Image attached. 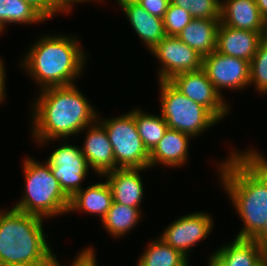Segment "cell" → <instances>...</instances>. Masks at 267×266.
I'll list each match as a JSON object with an SVG mask.
<instances>
[{"label": "cell", "mask_w": 267, "mask_h": 266, "mask_svg": "<svg viewBox=\"0 0 267 266\" xmlns=\"http://www.w3.org/2000/svg\"><path fill=\"white\" fill-rule=\"evenodd\" d=\"M97 121L108 134L118 168H149V151L139 136L133 108L107 119L98 113Z\"/></svg>", "instance_id": "cell-7"}, {"label": "cell", "mask_w": 267, "mask_h": 266, "mask_svg": "<svg viewBox=\"0 0 267 266\" xmlns=\"http://www.w3.org/2000/svg\"><path fill=\"white\" fill-rule=\"evenodd\" d=\"M137 261L136 266H185L189 259L157 237L147 243Z\"/></svg>", "instance_id": "cell-24"}, {"label": "cell", "mask_w": 267, "mask_h": 266, "mask_svg": "<svg viewBox=\"0 0 267 266\" xmlns=\"http://www.w3.org/2000/svg\"><path fill=\"white\" fill-rule=\"evenodd\" d=\"M265 250L254 239L234 237L232 242L220 246L215 253L224 261L225 266H263Z\"/></svg>", "instance_id": "cell-20"}, {"label": "cell", "mask_w": 267, "mask_h": 266, "mask_svg": "<svg viewBox=\"0 0 267 266\" xmlns=\"http://www.w3.org/2000/svg\"><path fill=\"white\" fill-rule=\"evenodd\" d=\"M63 34V35H62ZM79 35L43 34L30 44V48L21 56L19 67L29 79L35 83L38 90L49 87L68 86L76 84L85 73L88 53L81 45ZM77 80V81H75ZM76 82V83H75Z\"/></svg>", "instance_id": "cell-3"}, {"label": "cell", "mask_w": 267, "mask_h": 266, "mask_svg": "<svg viewBox=\"0 0 267 266\" xmlns=\"http://www.w3.org/2000/svg\"><path fill=\"white\" fill-rule=\"evenodd\" d=\"M135 124L144 146L150 152L163 138L168 125L160 114H152L134 107Z\"/></svg>", "instance_id": "cell-25"}, {"label": "cell", "mask_w": 267, "mask_h": 266, "mask_svg": "<svg viewBox=\"0 0 267 266\" xmlns=\"http://www.w3.org/2000/svg\"><path fill=\"white\" fill-rule=\"evenodd\" d=\"M219 25L220 20L193 18L177 37L205 57L216 51Z\"/></svg>", "instance_id": "cell-21"}, {"label": "cell", "mask_w": 267, "mask_h": 266, "mask_svg": "<svg viewBox=\"0 0 267 266\" xmlns=\"http://www.w3.org/2000/svg\"><path fill=\"white\" fill-rule=\"evenodd\" d=\"M36 8L47 20L53 19L59 12L47 0H23Z\"/></svg>", "instance_id": "cell-31"}, {"label": "cell", "mask_w": 267, "mask_h": 266, "mask_svg": "<svg viewBox=\"0 0 267 266\" xmlns=\"http://www.w3.org/2000/svg\"><path fill=\"white\" fill-rule=\"evenodd\" d=\"M263 248L267 249V221L264 229L254 238Z\"/></svg>", "instance_id": "cell-33"}, {"label": "cell", "mask_w": 267, "mask_h": 266, "mask_svg": "<svg viewBox=\"0 0 267 266\" xmlns=\"http://www.w3.org/2000/svg\"><path fill=\"white\" fill-rule=\"evenodd\" d=\"M160 115L170 129L200 137L220 121L203 105L182 94L170 81H158Z\"/></svg>", "instance_id": "cell-6"}, {"label": "cell", "mask_w": 267, "mask_h": 266, "mask_svg": "<svg viewBox=\"0 0 267 266\" xmlns=\"http://www.w3.org/2000/svg\"><path fill=\"white\" fill-rule=\"evenodd\" d=\"M61 140V146L55 148L45 161L50 165L51 172L61 189L71 198L83 188L82 183L92 169L78 144L72 145L69 138Z\"/></svg>", "instance_id": "cell-8"}, {"label": "cell", "mask_w": 267, "mask_h": 266, "mask_svg": "<svg viewBox=\"0 0 267 266\" xmlns=\"http://www.w3.org/2000/svg\"><path fill=\"white\" fill-rule=\"evenodd\" d=\"M0 209V265L55 266L43 218L16 209Z\"/></svg>", "instance_id": "cell-4"}, {"label": "cell", "mask_w": 267, "mask_h": 266, "mask_svg": "<svg viewBox=\"0 0 267 266\" xmlns=\"http://www.w3.org/2000/svg\"><path fill=\"white\" fill-rule=\"evenodd\" d=\"M137 3L149 14L163 19L170 0H139Z\"/></svg>", "instance_id": "cell-30"}, {"label": "cell", "mask_w": 267, "mask_h": 266, "mask_svg": "<svg viewBox=\"0 0 267 266\" xmlns=\"http://www.w3.org/2000/svg\"><path fill=\"white\" fill-rule=\"evenodd\" d=\"M80 133L85 134L83 144L80 146L82 154L94 174L99 177L118 168L108 134L98 121L85 127Z\"/></svg>", "instance_id": "cell-13"}, {"label": "cell", "mask_w": 267, "mask_h": 266, "mask_svg": "<svg viewBox=\"0 0 267 266\" xmlns=\"http://www.w3.org/2000/svg\"><path fill=\"white\" fill-rule=\"evenodd\" d=\"M213 219L208 211H197L182 215L164 228L159 238L189 259L188 256L192 252V247L208 238L212 233L214 228Z\"/></svg>", "instance_id": "cell-9"}, {"label": "cell", "mask_w": 267, "mask_h": 266, "mask_svg": "<svg viewBox=\"0 0 267 266\" xmlns=\"http://www.w3.org/2000/svg\"><path fill=\"white\" fill-rule=\"evenodd\" d=\"M265 265L267 266V249L265 250Z\"/></svg>", "instance_id": "cell-37"}, {"label": "cell", "mask_w": 267, "mask_h": 266, "mask_svg": "<svg viewBox=\"0 0 267 266\" xmlns=\"http://www.w3.org/2000/svg\"><path fill=\"white\" fill-rule=\"evenodd\" d=\"M202 68L221 95L225 89L242 91L250 87V62L245 59L214 51L203 57Z\"/></svg>", "instance_id": "cell-12"}, {"label": "cell", "mask_w": 267, "mask_h": 266, "mask_svg": "<svg viewBox=\"0 0 267 266\" xmlns=\"http://www.w3.org/2000/svg\"><path fill=\"white\" fill-rule=\"evenodd\" d=\"M170 3L190 12L192 18L220 20L221 0H170Z\"/></svg>", "instance_id": "cell-27"}, {"label": "cell", "mask_w": 267, "mask_h": 266, "mask_svg": "<svg viewBox=\"0 0 267 266\" xmlns=\"http://www.w3.org/2000/svg\"><path fill=\"white\" fill-rule=\"evenodd\" d=\"M1 57V56H0ZM6 68L3 58H0V105L5 102L6 98Z\"/></svg>", "instance_id": "cell-32"}, {"label": "cell", "mask_w": 267, "mask_h": 266, "mask_svg": "<svg viewBox=\"0 0 267 266\" xmlns=\"http://www.w3.org/2000/svg\"><path fill=\"white\" fill-rule=\"evenodd\" d=\"M80 251L76 254L77 256H74L75 259L71 262L70 266H98L96 250L92 245ZM57 257L58 256H56L55 266H63Z\"/></svg>", "instance_id": "cell-29"}, {"label": "cell", "mask_w": 267, "mask_h": 266, "mask_svg": "<svg viewBox=\"0 0 267 266\" xmlns=\"http://www.w3.org/2000/svg\"><path fill=\"white\" fill-rule=\"evenodd\" d=\"M142 208H134L113 202L105 217L101 220L103 229L109 236L116 238L125 237L140 223Z\"/></svg>", "instance_id": "cell-22"}, {"label": "cell", "mask_w": 267, "mask_h": 266, "mask_svg": "<svg viewBox=\"0 0 267 266\" xmlns=\"http://www.w3.org/2000/svg\"><path fill=\"white\" fill-rule=\"evenodd\" d=\"M117 5L122 6L125 3H137L139 0H115Z\"/></svg>", "instance_id": "cell-36"}, {"label": "cell", "mask_w": 267, "mask_h": 266, "mask_svg": "<svg viewBox=\"0 0 267 266\" xmlns=\"http://www.w3.org/2000/svg\"><path fill=\"white\" fill-rule=\"evenodd\" d=\"M22 160L25 188L22 197L12 207L43 219L67 215L70 198L61 189L50 165L29 156Z\"/></svg>", "instance_id": "cell-5"}, {"label": "cell", "mask_w": 267, "mask_h": 266, "mask_svg": "<svg viewBox=\"0 0 267 266\" xmlns=\"http://www.w3.org/2000/svg\"><path fill=\"white\" fill-rule=\"evenodd\" d=\"M257 93L267 94V38L258 45L255 56L250 62V83Z\"/></svg>", "instance_id": "cell-26"}, {"label": "cell", "mask_w": 267, "mask_h": 266, "mask_svg": "<svg viewBox=\"0 0 267 266\" xmlns=\"http://www.w3.org/2000/svg\"><path fill=\"white\" fill-rule=\"evenodd\" d=\"M263 39L264 37L258 32L236 29L220 22L216 51L251 62Z\"/></svg>", "instance_id": "cell-17"}, {"label": "cell", "mask_w": 267, "mask_h": 266, "mask_svg": "<svg viewBox=\"0 0 267 266\" xmlns=\"http://www.w3.org/2000/svg\"><path fill=\"white\" fill-rule=\"evenodd\" d=\"M208 260L207 266H225L224 261L214 251L210 253Z\"/></svg>", "instance_id": "cell-34"}, {"label": "cell", "mask_w": 267, "mask_h": 266, "mask_svg": "<svg viewBox=\"0 0 267 266\" xmlns=\"http://www.w3.org/2000/svg\"><path fill=\"white\" fill-rule=\"evenodd\" d=\"M220 22L236 29L258 32L266 37L267 23L255 0H221Z\"/></svg>", "instance_id": "cell-16"}, {"label": "cell", "mask_w": 267, "mask_h": 266, "mask_svg": "<svg viewBox=\"0 0 267 266\" xmlns=\"http://www.w3.org/2000/svg\"><path fill=\"white\" fill-rule=\"evenodd\" d=\"M260 14L267 23V0H255Z\"/></svg>", "instance_id": "cell-35"}, {"label": "cell", "mask_w": 267, "mask_h": 266, "mask_svg": "<svg viewBox=\"0 0 267 266\" xmlns=\"http://www.w3.org/2000/svg\"><path fill=\"white\" fill-rule=\"evenodd\" d=\"M150 168H117L103 177L111 187L113 202L141 208L144 199V184L141 172Z\"/></svg>", "instance_id": "cell-14"}, {"label": "cell", "mask_w": 267, "mask_h": 266, "mask_svg": "<svg viewBox=\"0 0 267 266\" xmlns=\"http://www.w3.org/2000/svg\"><path fill=\"white\" fill-rule=\"evenodd\" d=\"M48 20L30 3L23 0H0V35L8 24H42Z\"/></svg>", "instance_id": "cell-23"}, {"label": "cell", "mask_w": 267, "mask_h": 266, "mask_svg": "<svg viewBox=\"0 0 267 266\" xmlns=\"http://www.w3.org/2000/svg\"><path fill=\"white\" fill-rule=\"evenodd\" d=\"M120 7L148 52L166 36L163 19L149 14L138 3H125Z\"/></svg>", "instance_id": "cell-19"}, {"label": "cell", "mask_w": 267, "mask_h": 266, "mask_svg": "<svg viewBox=\"0 0 267 266\" xmlns=\"http://www.w3.org/2000/svg\"><path fill=\"white\" fill-rule=\"evenodd\" d=\"M190 139H193L190 135L168 128L163 138L149 152V168H179L187 165Z\"/></svg>", "instance_id": "cell-15"}, {"label": "cell", "mask_w": 267, "mask_h": 266, "mask_svg": "<svg viewBox=\"0 0 267 266\" xmlns=\"http://www.w3.org/2000/svg\"><path fill=\"white\" fill-rule=\"evenodd\" d=\"M149 53L160 64L158 81H169L177 74L202 68L203 57L177 36H165Z\"/></svg>", "instance_id": "cell-10"}, {"label": "cell", "mask_w": 267, "mask_h": 266, "mask_svg": "<svg viewBox=\"0 0 267 266\" xmlns=\"http://www.w3.org/2000/svg\"><path fill=\"white\" fill-rule=\"evenodd\" d=\"M190 12L169 3L163 17L166 36H177L192 20Z\"/></svg>", "instance_id": "cell-28"}, {"label": "cell", "mask_w": 267, "mask_h": 266, "mask_svg": "<svg viewBox=\"0 0 267 266\" xmlns=\"http://www.w3.org/2000/svg\"><path fill=\"white\" fill-rule=\"evenodd\" d=\"M100 177L105 181L83 187L70 198L68 214L70 212L93 214L99 216L100 221L105 217L113 203V195L106 179Z\"/></svg>", "instance_id": "cell-18"}, {"label": "cell", "mask_w": 267, "mask_h": 266, "mask_svg": "<svg viewBox=\"0 0 267 266\" xmlns=\"http://www.w3.org/2000/svg\"><path fill=\"white\" fill-rule=\"evenodd\" d=\"M77 87L73 84L45 88L31 101L30 134L40 148L54 140L76 137L97 121V109Z\"/></svg>", "instance_id": "cell-2"}, {"label": "cell", "mask_w": 267, "mask_h": 266, "mask_svg": "<svg viewBox=\"0 0 267 266\" xmlns=\"http://www.w3.org/2000/svg\"><path fill=\"white\" fill-rule=\"evenodd\" d=\"M230 148L233 150L227 153L229 156L215 163L216 173L220 187L243 222L235 237L254 239L267 221V156L255 147L245 151Z\"/></svg>", "instance_id": "cell-1"}, {"label": "cell", "mask_w": 267, "mask_h": 266, "mask_svg": "<svg viewBox=\"0 0 267 266\" xmlns=\"http://www.w3.org/2000/svg\"><path fill=\"white\" fill-rule=\"evenodd\" d=\"M169 81L189 99L206 107L219 121L231 112V105L216 90L203 68L177 74Z\"/></svg>", "instance_id": "cell-11"}]
</instances>
